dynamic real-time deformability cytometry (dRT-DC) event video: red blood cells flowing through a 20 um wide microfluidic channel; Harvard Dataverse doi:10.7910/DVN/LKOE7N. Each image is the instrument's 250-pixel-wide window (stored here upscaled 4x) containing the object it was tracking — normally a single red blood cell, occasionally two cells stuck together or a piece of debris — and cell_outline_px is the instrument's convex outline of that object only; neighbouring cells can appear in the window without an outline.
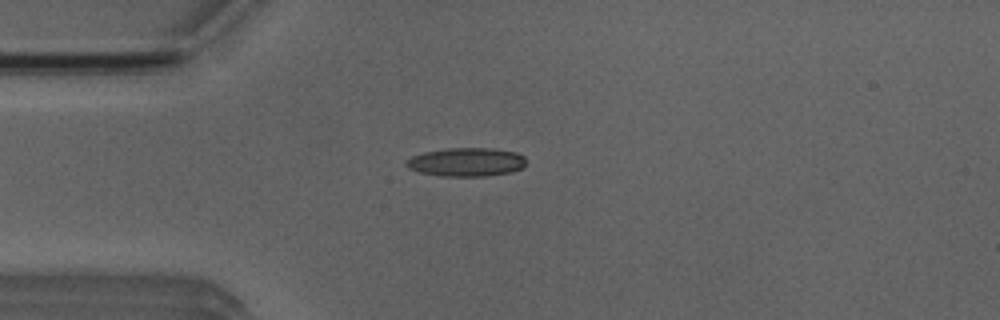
{"species": "Egyptian fruit bat (a non-hibernating species)", "species_latin": "Rousettus aegyptiacus", "temperature_condition": "room temperature", "stored_images_in_passage": 6, "camera_frame_rate_fps": 3000, "um_per_image_px": 0.085, "animal": {"sex": "male"}, "frame": {"image": 1, "passage_image": 5, "time_ms": 5.667, "image_size_px": [1000, 320], "cell_outline_px": [[524, 164], [520, 168], [512, 172], [488, 176], [440, 176], [420, 172], [408, 168], [404, 164], [412, 156], [424, 152], [448, 148], [488, 148], [516, 152], [524, 156]], "centroid_in_image_um": [39.62, 13.78], "position_along_channel_um": 45.4, "area_um2": 19.88}}